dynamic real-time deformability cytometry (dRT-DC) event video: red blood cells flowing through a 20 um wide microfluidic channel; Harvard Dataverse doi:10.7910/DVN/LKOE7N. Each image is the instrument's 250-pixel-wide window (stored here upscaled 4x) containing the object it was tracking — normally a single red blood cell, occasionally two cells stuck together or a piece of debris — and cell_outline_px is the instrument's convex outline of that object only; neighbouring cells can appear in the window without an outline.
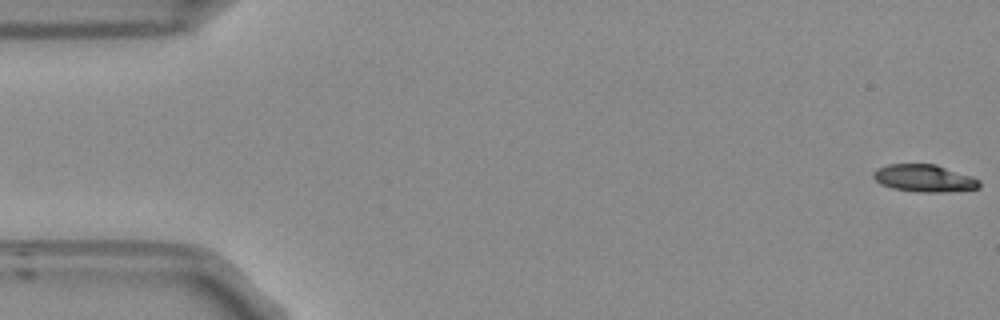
{"species": "Egyptian fruit bat (a non-hibernating species)", "species_latin": "Rousettus aegyptiacus", "temperature_condition": "room temperature", "stored_images_in_passage": 13, "camera_frame_rate_fps": 3000, "um_per_image_px": 0.085, "frame": {"image": 1, "passage_image": 1, "time_ms": 0.0, "image_size_px": [1000, 320], "cell_outline_px": [[980, 188], [944, 192], [920, 192], [892, 188], [880, 184], [872, 176], [872, 172], [876, 168], [888, 164], [936, 164], [972, 176], [980, 180]], "centroid_in_image_um": [78.55, 15.14], "position_along_channel_um": 6.5, "area_um2": 16.99}}